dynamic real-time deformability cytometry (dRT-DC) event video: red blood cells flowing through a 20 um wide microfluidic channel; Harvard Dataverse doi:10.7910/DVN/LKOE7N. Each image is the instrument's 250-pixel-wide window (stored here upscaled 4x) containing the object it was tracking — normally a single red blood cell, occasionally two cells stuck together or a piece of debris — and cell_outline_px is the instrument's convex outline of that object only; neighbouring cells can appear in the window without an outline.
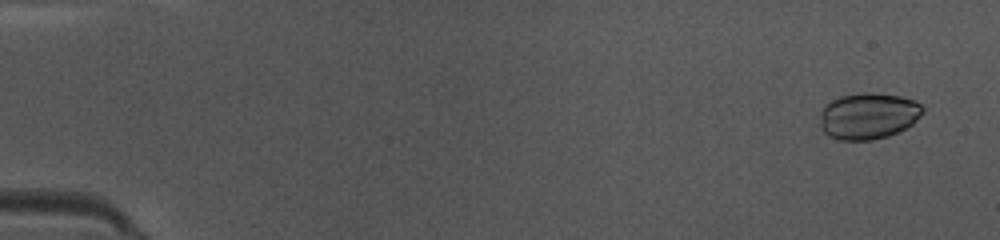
{"species": "common noctule bat (a hibernating species)", "species_latin": "Nyctalus noctula", "temperature_condition": "warm", "stored_images_in_passage": 49, "camera_frame_rate_fps": 3000, "um_per_image_px": 0.085, "animal": {"sex": "female", "body_mass_g": 10.0, "forearm_length_mm": 53.1}, "frame": {"image": 1, "passage_image": 3, "time_ms": 0.667, "image_size_px": [1000, 240], "cell_outline_px": [[924, 112], [912, 124], [888, 136], [872, 140], [840, 140], [828, 136], [820, 128], [820, 112], [824, 104], [840, 96], [860, 92], [872, 92], [900, 96], [916, 100], [924, 108]], "centroid_in_image_um": [73.78, 9.84], "position_along_channel_um": 11.2, "area_um2": 28.09}}
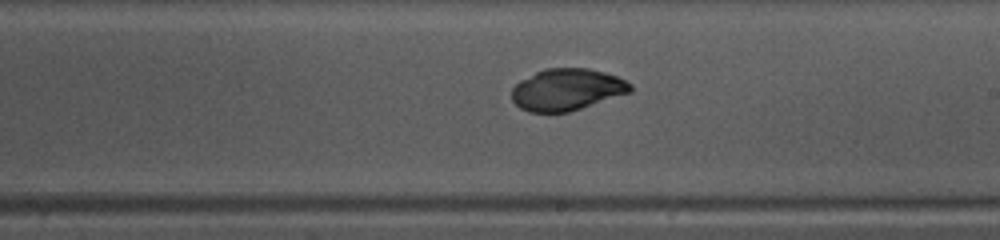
{"frame": {"image": 2, "passage_image": 29, "time_ms": 9.333, "image_size_px": [1000, 240], "cell_outline_px": [[632, 92], [568, 112], [528, 112], [520, 108], [512, 100], [512, 88], [520, 80], [544, 68], [588, 68], [604, 72], [616, 76], [632, 84]], "centroid_in_image_um": [48.18, 7.61], "position_along_channel_um": 240.8, "area_um2": 28.84}}
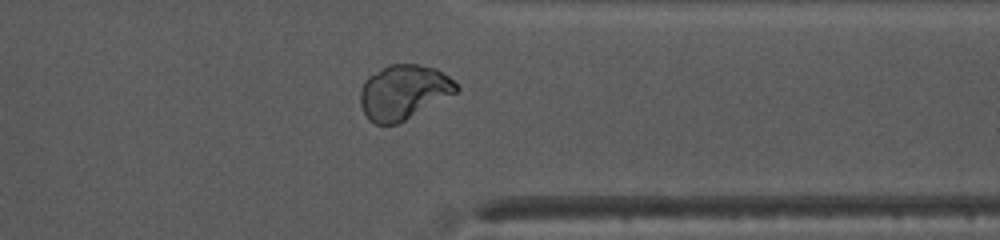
{"frame": {"image": 3, "passage_image": 39, "time_ms": 12.667, "image_size_px": [1000, 240], "cell_outline_px": [[460, 88], [456, 92], [404, 120], [396, 124], [376, 124], [368, 120], [360, 104], [360, 92], [368, 76], [388, 64], [416, 64], [436, 68], [448, 76]], "centroid_in_image_um": [34.27, 7.82], "position_along_channel_um": 377.1, "area_um2": 30.11}, "authors_computed_cell_mechanics": {"area_um2": 29.189, "velocity_mm_per_s": 4.1364, "shape_relaxation_time_tau1_ms": 3.6595, "shape_relaxation_time_tau2_ms": null, "deformation_change_tau1": 0.036, "deformation_change_tau2": null}}